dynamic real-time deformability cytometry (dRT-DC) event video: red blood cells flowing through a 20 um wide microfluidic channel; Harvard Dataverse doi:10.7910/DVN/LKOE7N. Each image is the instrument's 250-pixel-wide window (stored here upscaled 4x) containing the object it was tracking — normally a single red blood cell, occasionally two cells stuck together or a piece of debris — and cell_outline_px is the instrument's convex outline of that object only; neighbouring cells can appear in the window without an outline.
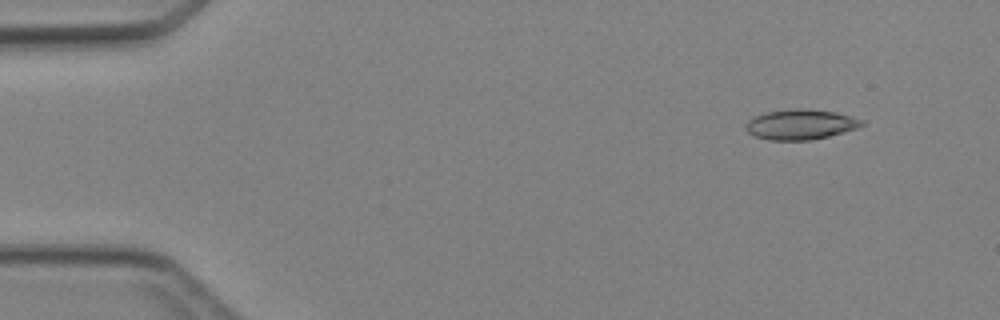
{"species": "Egyptian fruit bat (a non-hibernating species)", "species_latin": "Rousettus aegyptiacus", "temperature_condition": "cold", "stored_images_in_passage": 4, "camera_frame_rate_fps": 3000, "um_per_image_px": 0.085, "animal": {"sex": "female"}, "frame": {"image": 1, "passage_image": 2, "time_ms": 1.333, "image_size_px": [1000, 320], "cell_outline_px": [[864, 124], [856, 128], [844, 132], [812, 140], [768, 140], [756, 136], [748, 132], [744, 128], [744, 124], [748, 120], [764, 112], [796, 108], [800, 108], [836, 112], [864, 120]], "centroid_in_image_um": [68.02, 10.58], "position_along_channel_um": 17.0, "area_um2": 20.4}}